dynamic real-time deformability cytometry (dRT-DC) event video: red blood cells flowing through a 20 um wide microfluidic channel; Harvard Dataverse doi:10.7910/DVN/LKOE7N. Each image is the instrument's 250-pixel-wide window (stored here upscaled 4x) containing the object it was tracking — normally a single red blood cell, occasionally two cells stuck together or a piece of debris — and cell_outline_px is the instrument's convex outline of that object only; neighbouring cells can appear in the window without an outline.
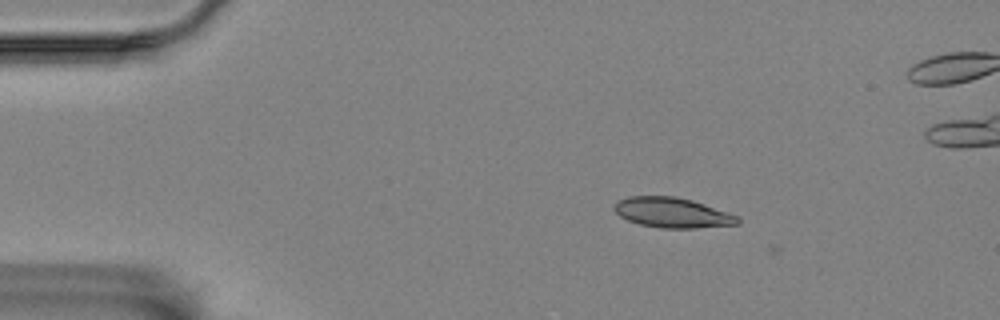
{"species": "Egyptian fruit bat (a non-hibernating species)", "species_latin": "Rousettus aegyptiacus", "temperature_condition": "room temperature", "stored_images_in_passage": 10, "camera_frame_rate_fps": 3000, "um_per_image_px": 0.085, "animal": {"sex": "female"}, "frame": {"image": 1, "passage_image": 2, "time_ms": 0.333, "image_size_px": [1000, 320], "cell_outline_px": [[740, 224], [696, 228], [660, 228], [640, 224], [628, 220], [620, 216], [612, 208], [620, 200], [628, 196], [676, 196], [692, 200], [704, 204], [736, 216], [740, 220]], "centroid_in_image_um": [57.13, 18.08], "position_along_channel_um": 27.9, "area_um2": 21.44}}